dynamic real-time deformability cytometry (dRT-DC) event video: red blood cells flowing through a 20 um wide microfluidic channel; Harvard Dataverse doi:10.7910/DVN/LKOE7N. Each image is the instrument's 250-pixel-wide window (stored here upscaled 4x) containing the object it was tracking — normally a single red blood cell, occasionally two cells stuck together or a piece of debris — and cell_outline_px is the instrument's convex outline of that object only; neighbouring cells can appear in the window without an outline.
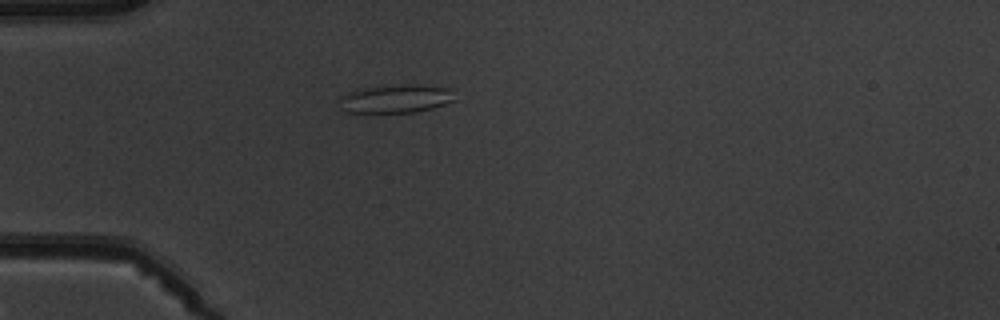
{"species": "common noctule bat (a hibernating species)", "species_latin": "Nyctalus noctula", "temperature_condition": "warm", "stored_images_in_passage": 4, "camera_frame_rate_fps": 3000, "um_per_image_px": 0.085, "animal": {"sex": "male", "body_mass_g": 19.5, "forearm_length_mm": 54.6}, "frame": {"image": 1, "passage_image": 4, "time_ms": 4.333, "image_size_px": [1000, 320], "cell_outline_px": [[456, 100], [432, 108], [416, 112], [344, 112], [340, 108], [340, 96], [360, 88], [412, 84], [420, 84], [456, 88]], "centroid_in_image_um": [33.74, 8.37], "position_along_channel_um": 51.3, "area_um2": 19.36}}